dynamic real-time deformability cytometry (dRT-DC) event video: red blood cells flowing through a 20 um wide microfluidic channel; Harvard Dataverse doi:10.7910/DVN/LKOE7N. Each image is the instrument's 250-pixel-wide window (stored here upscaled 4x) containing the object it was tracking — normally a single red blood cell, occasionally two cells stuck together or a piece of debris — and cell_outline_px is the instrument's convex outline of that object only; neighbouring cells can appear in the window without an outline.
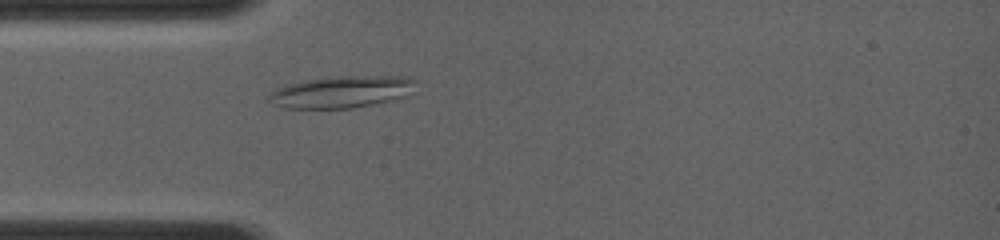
{"species": "common noctule bat (a hibernating species)", "species_latin": "Nyctalus noctula", "temperature_condition": "room temperature", "stored_images_in_passage": 11, "camera_frame_rate_fps": 4000, "um_per_image_px": 0.085, "animal": {"sex": "female", "body_mass_g": 19.0, "forearm_length_mm": 56.7}, "frame": {"image": 1, "passage_image": 8, "time_ms": 2.75, "image_size_px": [1000, 240], "cell_outline_px": [[416, 80], [408, 96], [396, 100], [352, 108], [284, 108], [276, 104], [268, 96], [268, 92], [284, 84], [308, 80], [336, 76], [412, 76]], "centroid_in_image_um": [29.08, 7.8], "position_along_channel_um": 55.9, "area_um2": 27.46}}